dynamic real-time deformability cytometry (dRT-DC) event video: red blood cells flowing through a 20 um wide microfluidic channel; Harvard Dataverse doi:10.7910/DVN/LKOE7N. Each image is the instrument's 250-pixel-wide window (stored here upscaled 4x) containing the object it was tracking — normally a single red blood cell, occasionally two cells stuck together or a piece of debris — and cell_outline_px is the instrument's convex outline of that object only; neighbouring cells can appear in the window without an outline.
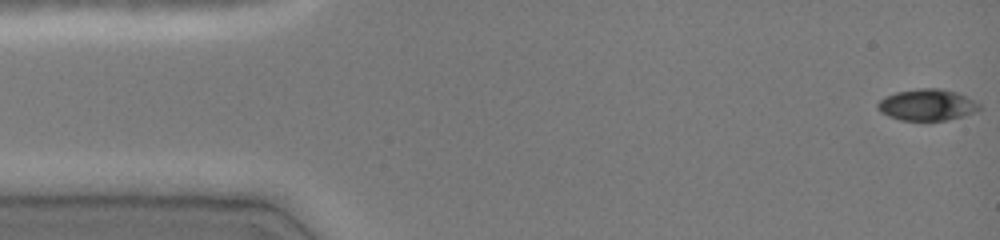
{"species": "common noctule bat (a hibernating species)", "species_latin": "Nyctalus noctula", "temperature_condition": "cold", "stored_images_in_passage": 47, "camera_frame_rate_fps": 3000, "um_per_image_px": 0.085, "animal": {"sex": "female", "body_mass_g": 19.0, "forearm_length_mm": 51.5}, "frame": {"image": 1, "passage_image": 1, "time_ms": 0.0, "image_size_px": [1000, 240], "cell_outline_px": [[980, 108], [964, 116], [948, 120], [900, 120], [888, 116], [880, 112], [876, 108], [876, 104], [884, 96], [896, 92], [920, 88], [940, 88], [956, 92], [980, 104]], "centroid_in_image_um": [78.74, 8.91], "position_along_channel_um": 6.3, "area_um2": 18.55}}
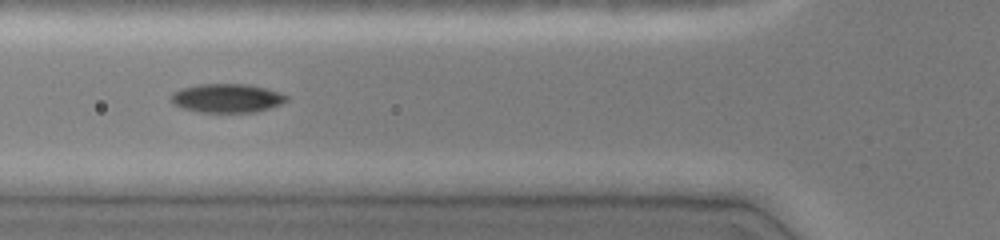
{"frame": {"image": 2, "passage_image": 17, "time_ms": 5.333, "image_size_px": [1000, 240], "cell_outline_px": [[288, 100], [280, 104], [256, 112], [200, 112], [184, 108], [172, 104], [172, 92], [180, 88], [200, 84], [248, 84], [280, 92], [288, 96]], "centroid_in_image_um": [19.29, 8.34], "position_along_channel_um": 106.5, "area_um2": 19.31}}
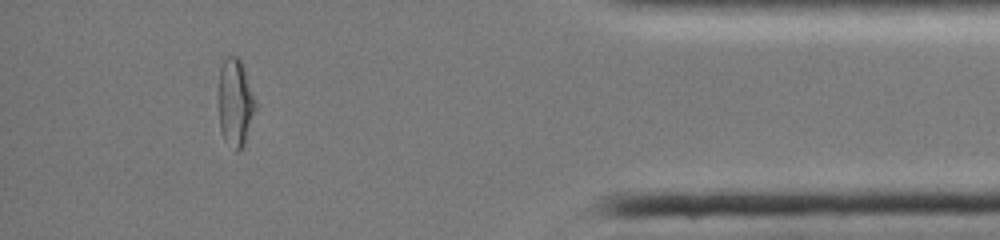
{"frame": {"image": 3, "passage_image": 42, "time_ms": 13.667, "image_size_px": [1000, 240], "cell_outline_px": [[256, 108], [244, 144], [236, 152], [224, 140], [220, 128], [220, 68], [224, 60], [228, 56], [236, 56], [240, 60], [244, 68], [256, 100]], "centroid_in_image_um": [20.02, 8.73], "position_along_channel_um": 415.2, "area_um2": 18.44}, "authors_computed_cell_mechanics": {"area_um2": 18.9006, "velocity_mm_per_s": 4.1101, "shape_relaxation_time_tau1_ms": 9.2709, "shape_relaxation_time_tau2_ms": 2.2592, "deformation_change_tau1": 0.2592, "deformation_change_tau2": 0.0606}}